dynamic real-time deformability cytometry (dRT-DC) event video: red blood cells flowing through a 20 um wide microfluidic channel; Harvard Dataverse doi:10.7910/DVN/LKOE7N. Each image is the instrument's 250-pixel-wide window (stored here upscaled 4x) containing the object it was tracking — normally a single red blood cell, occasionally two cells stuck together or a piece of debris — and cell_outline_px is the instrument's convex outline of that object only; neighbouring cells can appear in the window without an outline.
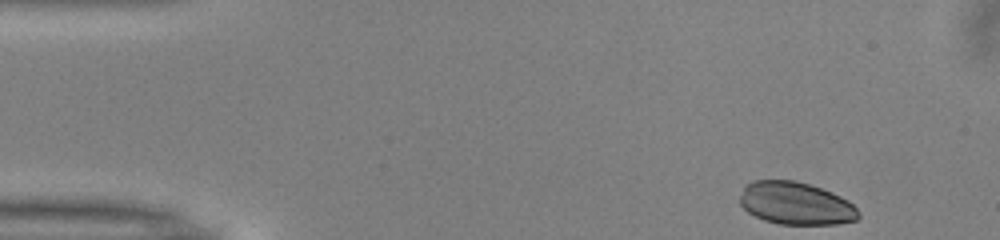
{"species": "common noctule bat (a hibernating species)", "species_latin": "Nyctalus noctula", "temperature_condition": "warm", "stored_images_in_passage": 47, "camera_frame_rate_fps": 3000, "um_per_image_px": 0.085, "animal": {"sex": "male", "body_mass_g": 13.0, "forearm_length_mm": 53.1}, "frame": {"image": 1, "passage_image": 1, "time_ms": 0.0, "image_size_px": [1000, 240], "cell_outline_px": [[860, 216], [856, 220], [836, 224], [780, 224], [764, 220], [748, 212], [740, 204], [740, 196], [744, 188], [752, 180], [796, 180], [832, 192], [848, 200], [860, 212]], "centroid_in_image_um": [67.65, 17.29], "position_along_channel_um": 17.3, "area_um2": 29.36}}
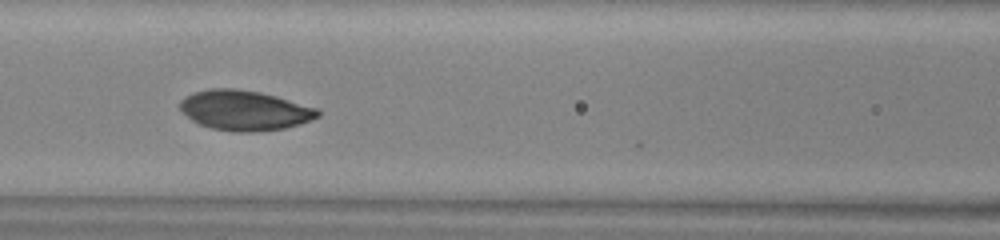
{"frame": {"image": 2, "passage_image": 18, "time_ms": 5.667, "image_size_px": [1000, 240], "cell_outline_px": [[320, 116], [312, 120], [300, 124], [284, 128], [252, 132], [236, 132], [212, 128], [200, 124], [192, 120], [180, 108], [180, 100], [192, 92], [212, 88], [232, 88], [260, 92], [276, 96], [320, 108]], "centroid_in_image_um": [20.83, 9.37], "position_along_channel_um": 145.8, "area_um2": 32.14}}
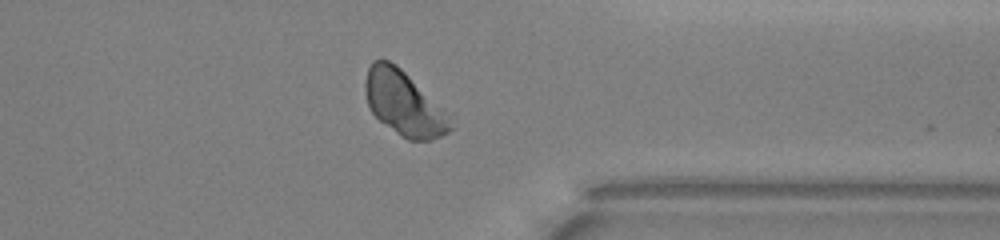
{"frame": {"image": 3, "passage_image": 36, "time_ms": 11.667, "image_size_px": [1000, 240], "cell_outline_px": [[452, 128], [448, 132], [432, 140], [408, 140], [396, 132], [380, 120], [372, 112], [368, 104], [364, 92], [364, 84], [368, 68], [372, 60], [380, 56], [396, 64], [448, 116]], "centroid_in_image_um": [34.25, 8.75], "position_along_channel_um": 377.2, "area_um2": 31.1}}